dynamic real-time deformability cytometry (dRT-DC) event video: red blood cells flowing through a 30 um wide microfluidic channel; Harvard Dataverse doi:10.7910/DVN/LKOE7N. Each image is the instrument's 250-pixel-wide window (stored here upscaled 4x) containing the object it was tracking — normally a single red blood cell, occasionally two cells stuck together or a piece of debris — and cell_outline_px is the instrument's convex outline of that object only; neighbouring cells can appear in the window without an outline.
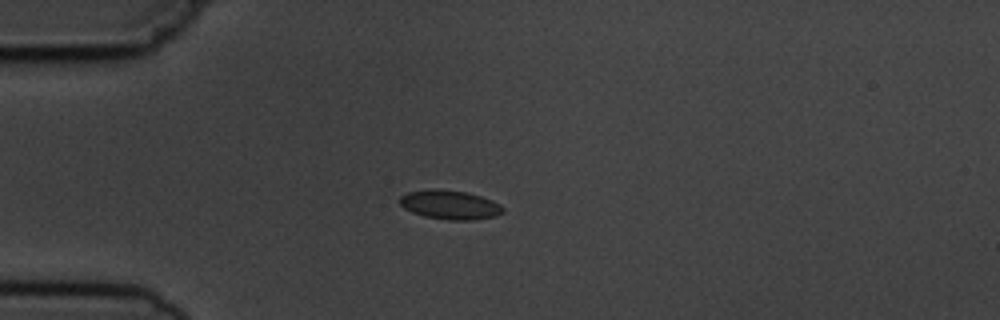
{"species": "common noctule bat (a hibernating species)", "species_latin": "Nyctalus noctula", "temperature_condition": "cold", "stored_images_in_passage": 8, "camera_frame_rate_fps": 3000, "um_per_image_px": 0.085, "animal": {"sex": "male", "body_mass_g": 19.5, "forearm_length_mm": 54.6}, "frame": {"image": 1, "passage_image": 3, "time_ms": 2.333, "image_size_px": [1000, 320], "cell_outline_px": [[504, 212], [496, 216], [472, 220], [448, 220], [424, 216], [412, 212], [404, 208], [400, 204], [400, 196], [408, 192], [432, 188], [468, 192], [492, 200], [500, 204], [504, 208]], "centroid_in_image_um": [38.25, 17.4], "position_along_channel_um": 46.7, "area_um2": 17.57}}
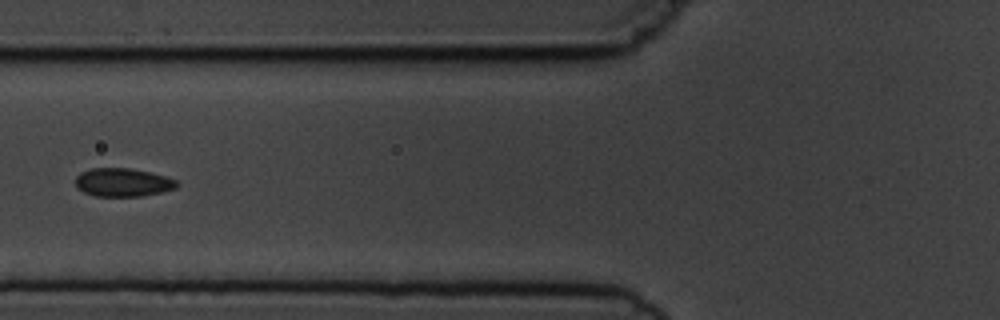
{"frame": {"image": 2, "passage_image": 5, "time_ms": 4.667, "image_size_px": [1000, 320], "cell_outline_px": [[180, 184], [176, 188], [160, 192], [140, 196], [96, 196], [84, 192], [76, 188], [76, 176], [80, 172], [92, 168], [128, 168], [148, 172], [164, 176], [176, 180]], "centroid_in_image_um": [10.42, 15.5], "position_along_channel_um": 115.4, "area_um2": 16.65}}
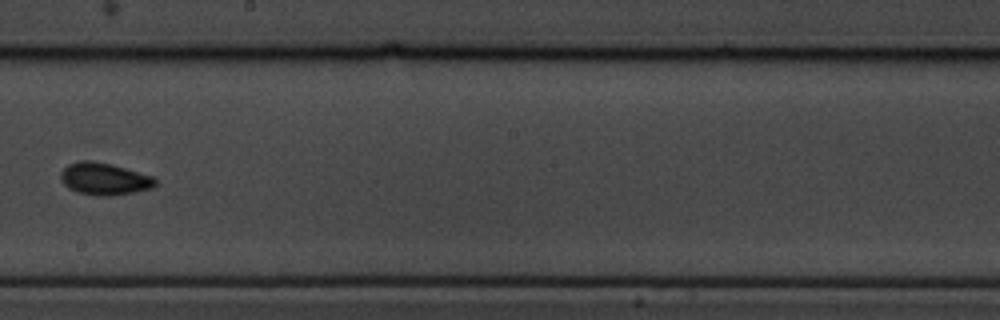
{"frame": {"image": 3, "passage_image": 8, "time_ms": 8.0, "image_size_px": [1000, 320], "cell_outline_px": [[156, 184], [152, 188], [136, 192], [108, 196], [96, 196], [76, 192], [68, 188], [60, 180], [60, 172], [68, 164], [84, 160], [88, 160], [112, 164], [152, 176], [156, 180]], "centroid_in_image_um": [8.84, 15.21], "position_along_channel_um": 239.4, "area_um2": 17.8}}